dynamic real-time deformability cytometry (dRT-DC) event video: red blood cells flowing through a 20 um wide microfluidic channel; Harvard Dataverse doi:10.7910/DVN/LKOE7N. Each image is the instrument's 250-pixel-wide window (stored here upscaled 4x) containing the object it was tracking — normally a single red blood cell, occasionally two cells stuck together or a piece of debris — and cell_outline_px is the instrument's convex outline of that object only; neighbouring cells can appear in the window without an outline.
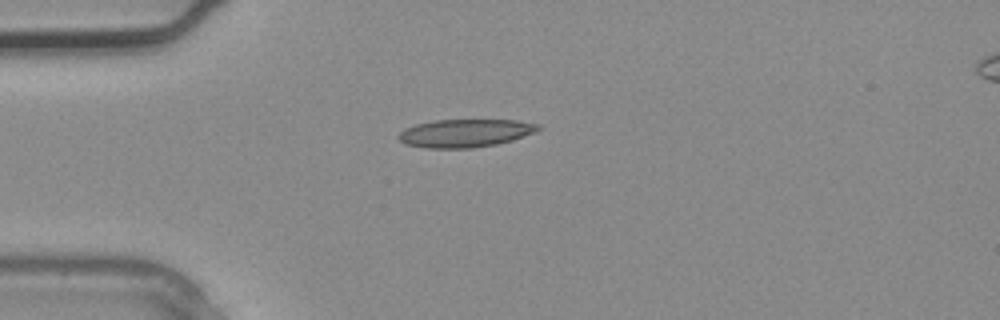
{"species": "common noctule bat (a hibernating species)", "species_latin": "Nyctalus noctula", "temperature_condition": "warm", "stored_images_in_passage": 2, "camera_frame_rate_fps": 3000, "um_per_image_px": 0.085, "animal": {"sex": "male", "body_mass_g": 20.4}, "frame": {"image": 1, "passage_image": 1, "time_ms": 0.0, "image_size_px": [1000, 320], "cell_outline_px": [[540, 128], [536, 132], [512, 140], [496, 144], [472, 148], [428, 148], [404, 144], [396, 136], [404, 128], [416, 124], [436, 120], [516, 120], [540, 124]], "centroid_in_image_um": [39.53, 11.31], "position_along_channel_um": 45.5, "area_um2": 22.83}}